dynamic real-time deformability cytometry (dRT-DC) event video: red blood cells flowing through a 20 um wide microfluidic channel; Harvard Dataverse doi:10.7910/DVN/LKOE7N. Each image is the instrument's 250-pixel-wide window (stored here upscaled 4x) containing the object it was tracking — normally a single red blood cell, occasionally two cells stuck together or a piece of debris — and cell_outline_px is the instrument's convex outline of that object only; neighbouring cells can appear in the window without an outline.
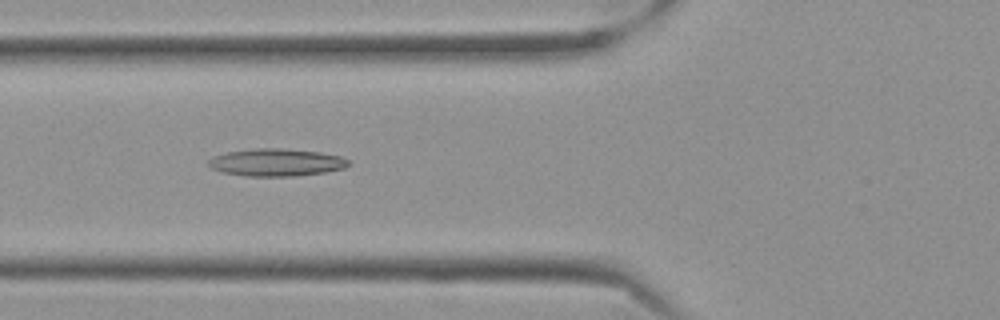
{"species": "Egyptian fruit bat (a non-hibernating species)", "species_latin": "Rousettus aegyptiacus", "temperature_condition": "cold", "stored_images_in_passage": 50, "camera_frame_rate_fps": 3000, "um_per_image_px": 0.085, "frame": {"image": 1, "passage_image": 15, "time_ms": 4.667, "image_size_px": [1000, 320], "cell_outline_px": [[348, 164], [344, 168], [324, 172], [292, 176], [248, 176], [224, 172], [212, 168], [208, 164], [208, 160], [212, 156], [228, 152], [256, 148], [280, 148], [320, 152], [340, 156], [348, 160]], "centroid_in_image_um": [23.47, 13.8], "position_along_channel_um": 102.3, "area_um2": 22.14}}
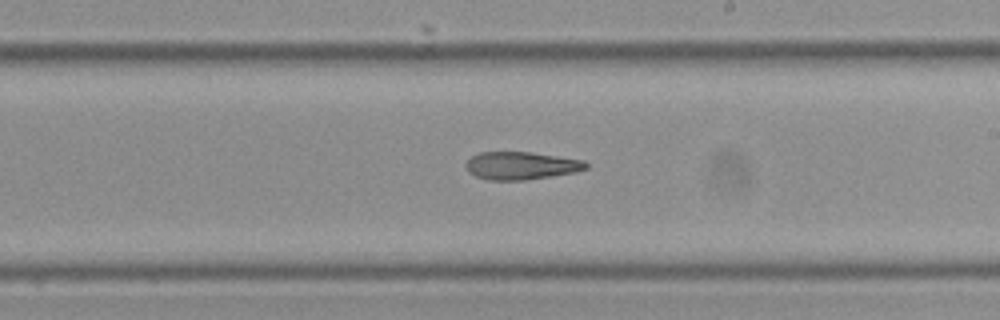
{"frame": {"image": 2, "passage_image": 27, "time_ms": 8.667, "image_size_px": [1000, 320], "cell_outline_px": [[588, 168], [576, 172], [524, 180], [488, 180], [476, 176], [468, 172], [468, 160], [472, 156], [480, 152], [532, 152], [584, 160], [588, 164]], "centroid_in_image_um": [44.33, 14.08], "position_along_channel_um": 244.7, "area_um2": 19.31}}
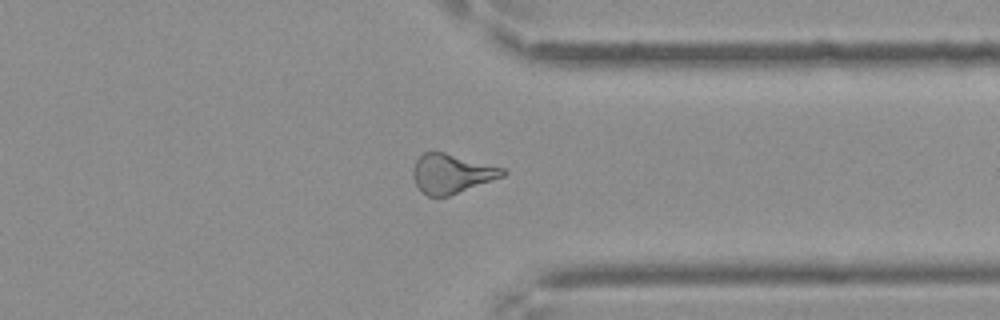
{"frame": {"image": 3, "passage_image": 38, "time_ms": 12.333, "image_size_px": [1000, 320], "cell_outline_px": [[508, 172], [504, 176], [448, 196], [428, 196], [416, 184], [412, 176], [412, 168], [416, 160], [424, 152], [444, 152], [504, 168]], "centroid_in_image_um": [38.38, 14.75], "position_along_channel_um": 373.0, "area_um2": 20.29}}